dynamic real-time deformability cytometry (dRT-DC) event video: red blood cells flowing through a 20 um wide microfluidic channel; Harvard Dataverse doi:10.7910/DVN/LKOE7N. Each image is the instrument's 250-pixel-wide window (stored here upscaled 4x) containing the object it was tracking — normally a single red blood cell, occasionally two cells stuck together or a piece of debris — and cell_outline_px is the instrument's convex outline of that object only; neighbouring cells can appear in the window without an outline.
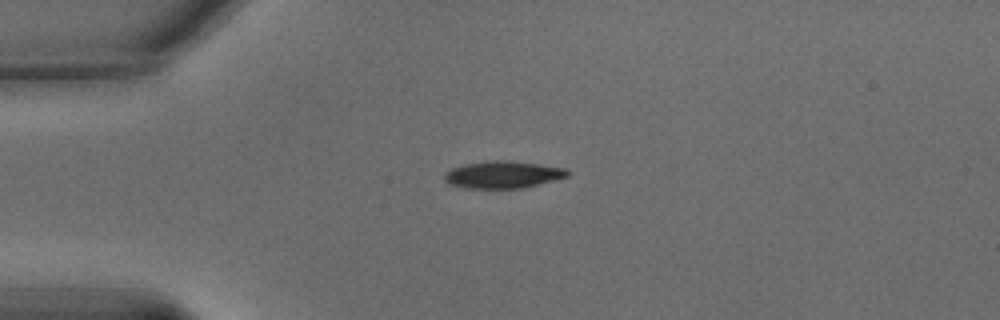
{"species": "common noctule bat (a hibernating species)", "species_latin": "Nyctalus noctula", "temperature_condition": "warm", "stored_images_in_passage": 46, "camera_frame_rate_fps": 3000, "um_per_image_px": 0.085, "animal": {"sex": "male", "body_mass_g": 15.6}, "frame": {"image": 1, "passage_image": 1, "time_ms": 0.0, "image_size_px": [1000, 320], "cell_outline_px": [[572, 172], [568, 176], [520, 188], [464, 188], [452, 184], [444, 180], [444, 172], [452, 168], [464, 164], [488, 160], [508, 160], [540, 164], [568, 168]], "centroid_in_image_um": [42.75, 14.82], "position_along_channel_um": 42.3, "area_um2": 19.48}}
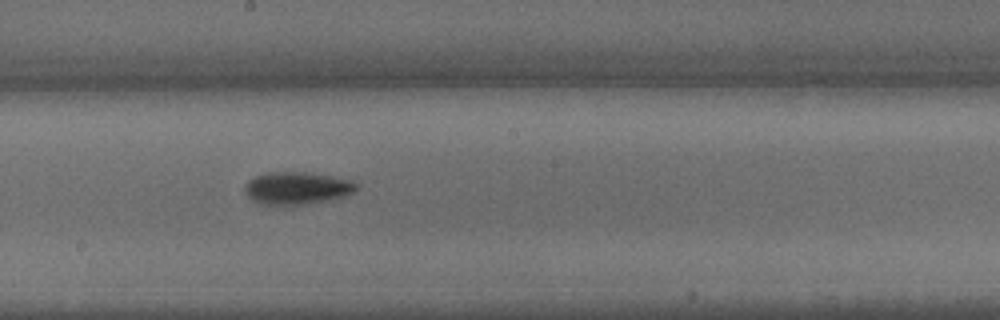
{"frame": {"image": 2, "passage_image": 19, "time_ms": 6.0, "image_size_px": [1000, 320], "cell_outline_px": [[360, 184], [352, 192], [344, 196], [328, 200], [304, 204], [260, 204], [252, 200], [244, 192], [244, 188], [248, 180], [264, 172], [304, 172], [332, 176], [352, 180]], "centroid_in_image_um": [25.23, 15.97], "position_along_channel_um": 223.0, "area_um2": 21.04}}
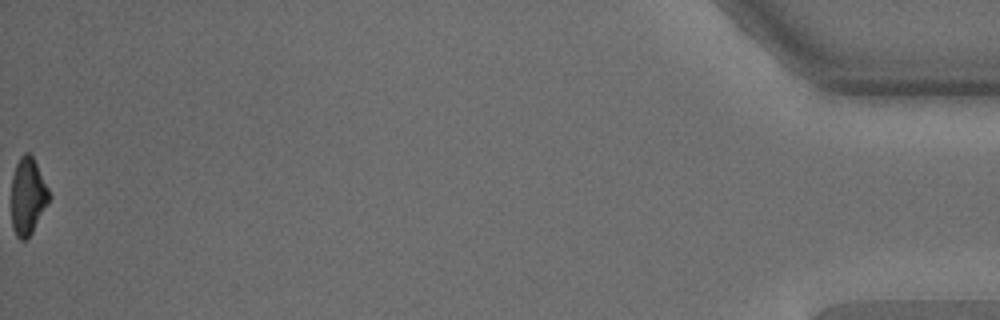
{"frame": {"image": 3, "passage_image": 46, "time_ms": 15.0, "image_size_px": [1000, 320], "cell_outline_px": [[52, 196], [32, 232], [24, 240], [20, 240], [16, 236], [12, 228], [12, 176], [16, 164], [20, 156], [24, 152], [28, 152], [32, 156]], "centroid_in_image_um": [2.36, 16.68], "position_along_channel_um": 432.8, "area_um2": 16.82}, "authors_computed_cell_mechanics": {"area_um2": 19.5075, "velocity_mm_per_s": 3.4265, "shape_relaxation_time_tau1_ms": 3.4127, "shape_relaxation_time_tau2_ms": null, "deformation_change_tau1": 0.1617, "deformation_change_tau2": null}}